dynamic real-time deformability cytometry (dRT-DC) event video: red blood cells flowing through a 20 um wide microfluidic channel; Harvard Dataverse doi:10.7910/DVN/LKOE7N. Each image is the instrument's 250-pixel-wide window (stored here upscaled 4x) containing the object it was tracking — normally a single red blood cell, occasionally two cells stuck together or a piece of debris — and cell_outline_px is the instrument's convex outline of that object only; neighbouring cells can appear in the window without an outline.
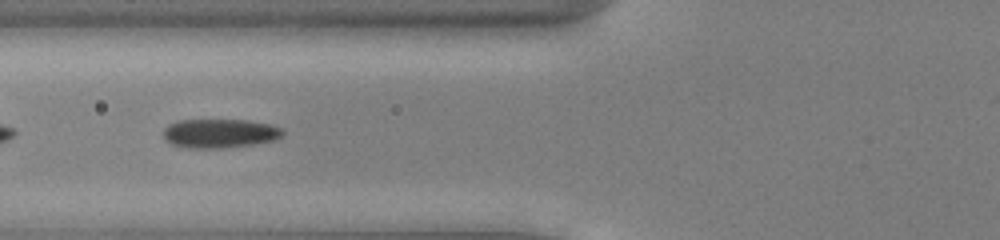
{"species": "common noctule bat (a hibernating species)", "species_latin": "Nyctalus noctula", "temperature_condition": "cold", "stored_images_in_passage": 35, "camera_frame_rate_fps": 3000, "um_per_image_px": 0.085, "animal": {"sex": "male", "body_mass_g": 13.0, "forearm_length_mm": 53.1}, "frame": {"image": 1, "passage_image": 5, "time_ms": 1.333, "image_size_px": [1000, 240], "cell_outline_px": [[284, 132], [276, 140], [252, 144], [224, 148], [188, 148], [172, 144], [164, 140], [164, 128], [168, 124], [180, 120], [248, 120], [272, 124], [280, 128]], "centroid_in_image_um": [18.67, 11.33], "position_along_channel_um": 107.1, "area_um2": 20.23}}
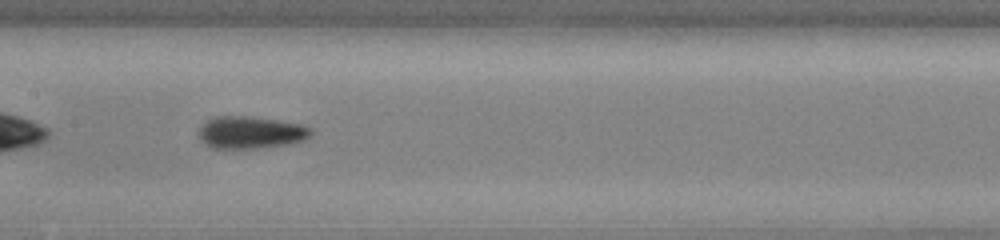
{"frame": {"image": 2, "passage_image": 11, "time_ms": 3.333, "image_size_px": [1000, 240], "cell_outline_px": [[312, 136], [304, 140], [288, 144], [256, 148], [212, 148], [204, 144], [200, 140], [200, 128], [208, 120], [216, 116], [248, 116], [276, 120], [300, 124], [312, 128]], "centroid_in_image_um": [21.33, 11.26], "position_along_channel_um": 186.1, "area_um2": 20.98}}
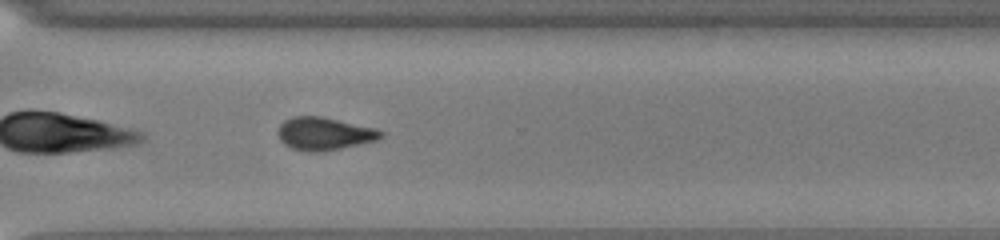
{"frame": {"image": 3, "passage_image": 23, "time_ms": 7.333, "image_size_px": [1000, 240], "cell_outline_px": [[384, 136], [376, 140], [324, 152], [308, 152], [292, 148], [284, 144], [280, 140], [276, 132], [280, 124], [284, 120], [292, 116], [320, 116], [376, 128], [384, 132]], "centroid_in_image_um": [27.53, 11.36], "position_along_channel_um": 343.1, "area_um2": 19.83}, "authors_computed_cell_mechanics": {"area_um2": 20.1144, "velocity_mm_per_s": 3.9355, "shape_relaxation_time_tau1_ms": 3.6331, "shape_relaxation_time_tau2_ms": 3.299, "deformation_change_tau1": 0.0954, "deformation_change_tau2": 0.0734}}